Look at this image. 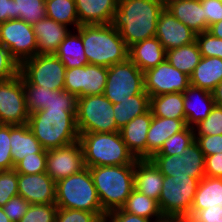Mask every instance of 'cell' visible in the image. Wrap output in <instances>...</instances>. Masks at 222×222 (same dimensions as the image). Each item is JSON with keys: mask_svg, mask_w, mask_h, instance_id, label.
Masks as SVG:
<instances>
[{"mask_svg": "<svg viewBox=\"0 0 222 222\" xmlns=\"http://www.w3.org/2000/svg\"><path fill=\"white\" fill-rule=\"evenodd\" d=\"M45 8L46 17L69 27L74 26V30L80 26L75 0H45Z\"/></svg>", "mask_w": 222, "mask_h": 222, "instance_id": "obj_35", "label": "cell"}, {"mask_svg": "<svg viewBox=\"0 0 222 222\" xmlns=\"http://www.w3.org/2000/svg\"><path fill=\"white\" fill-rule=\"evenodd\" d=\"M0 222H12L4 213L2 207H0Z\"/></svg>", "mask_w": 222, "mask_h": 222, "instance_id": "obj_58", "label": "cell"}, {"mask_svg": "<svg viewBox=\"0 0 222 222\" xmlns=\"http://www.w3.org/2000/svg\"><path fill=\"white\" fill-rule=\"evenodd\" d=\"M76 31L89 64L108 68L129 58V47L111 24L80 25Z\"/></svg>", "mask_w": 222, "mask_h": 222, "instance_id": "obj_3", "label": "cell"}, {"mask_svg": "<svg viewBox=\"0 0 222 222\" xmlns=\"http://www.w3.org/2000/svg\"><path fill=\"white\" fill-rule=\"evenodd\" d=\"M15 19L33 25L46 17L45 0H14Z\"/></svg>", "mask_w": 222, "mask_h": 222, "instance_id": "obj_36", "label": "cell"}, {"mask_svg": "<svg viewBox=\"0 0 222 222\" xmlns=\"http://www.w3.org/2000/svg\"><path fill=\"white\" fill-rule=\"evenodd\" d=\"M20 64L0 43V80H8L19 74Z\"/></svg>", "mask_w": 222, "mask_h": 222, "instance_id": "obj_47", "label": "cell"}, {"mask_svg": "<svg viewBox=\"0 0 222 222\" xmlns=\"http://www.w3.org/2000/svg\"><path fill=\"white\" fill-rule=\"evenodd\" d=\"M196 42L202 57H218L222 59V39L213 36L208 31L198 33Z\"/></svg>", "mask_w": 222, "mask_h": 222, "instance_id": "obj_43", "label": "cell"}, {"mask_svg": "<svg viewBox=\"0 0 222 222\" xmlns=\"http://www.w3.org/2000/svg\"><path fill=\"white\" fill-rule=\"evenodd\" d=\"M87 168L135 164L137 160L128 150L120 131L111 133H82L79 136Z\"/></svg>", "mask_w": 222, "mask_h": 222, "instance_id": "obj_5", "label": "cell"}, {"mask_svg": "<svg viewBox=\"0 0 222 222\" xmlns=\"http://www.w3.org/2000/svg\"><path fill=\"white\" fill-rule=\"evenodd\" d=\"M144 91V72L129 58L108 67L104 96L112 103H120L127 95Z\"/></svg>", "mask_w": 222, "mask_h": 222, "instance_id": "obj_9", "label": "cell"}, {"mask_svg": "<svg viewBox=\"0 0 222 222\" xmlns=\"http://www.w3.org/2000/svg\"><path fill=\"white\" fill-rule=\"evenodd\" d=\"M18 195V173L12 170L0 171V207Z\"/></svg>", "mask_w": 222, "mask_h": 222, "instance_id": "obj_41", "label": "cell"}, {"mask_svg": "<svg viewBox=\"0 0 222 222\" xmlns=\"http://www.w3.org/2000/svg\"><path fill=\"white\" fill-rule=\"evenodd\" d=\"M47 153H33L26 155L15 166L14 170L20 174H40L46 172Z\"/></svg>", "mask_w": 222, "mask_h": 222, "instance_id": "obj_42", "label": "cell"}, {"mask_svg": "<svg viewBox=\"0 0 222 222\" xmlns=\"http://www.w3.org/2000/svg\"><path fill=\"white\" fill-rule=\"evenodd\" d=\"M195 141V131L192 127H186L179 133L167 139L161 149L154 155H181L185 149Z\"/></svg>", "mask_w": 222, "mask_h": 222, "instance_id": "obj_37", "label": "cell"}, {"mask_svg": "<svg viewBox=\"0 0 222 222\" xmlns=\"http://www.w3.org/2000/svg\"><path fill=\"white\" fill-rule=\"evenodd\" d=\"M33 27L21 19H10L0 24V43L21 64L37 55V42Z\"/></svg>", "mask_w": 222, "mask_h": 222, "instance_id": "obj_13", "label": "cell"}, {"mask_svg": "<svg viewBox=\"0 0 222 222\" xmlns=\"http://www.w3.org/2000/svg\"><path fill=\"white\" fill-rule=\"evenodd\" d=\"M19 72L33 85L64 90L66 68L55 54L36 55L20 64Z\"/></svg>", "mask_w": 222, "mask_h": 222, "instance_id": "obj_10", "label": "cell"}, {"mask_svg": "<svg viewBox=\"0 0 222 222\" xmlns=\"http://www.w3.org/2000/svg\"><path fill=\"white\" fill-rule=\"evenodd\" d=\"M187 127L186 119H173L153 116L146 140V159H150L163 143Z\"/></svg>", "mask_w": 222, "mask_h": 222, "instance_id": "obj_22", "label": "cell"}, {"mask_svg": "<svg viewBox=\"0 0 222 222\" xmlns=\"http://www.w3.org/2000/svg\"><path fill=\"white\" fill-rule=\"evenodd\" d=\"M48 107L65 108L67 112H77V97L65 90H50Z\"/></svg>", "mask_w": 222, "mask_h": 222, "instance_id": "obj_45", "label": "cell"}, {"mask_svg": "<svg viewBox=\"0 0 222 222\" xmlns=\"http://www.w3.org/2000/svg\"><path fill=\"white\" fill-rule=\"evenodd\" d=\"M121 209L124 212L142 216L155 222H161L164 219L158 201L135 189H133Z\"/></svg>", "mask_w": 222, "mask_h": 222, "instance_id": "obj_33", "label": "cell"}, {"mask_svg": "<svg viewBox=\"0 0 222 222\" xmlns=\"http://www.w3.org/2000/svg\"><path fill=\"white\" fill-rule=\"evenodd\" d=\"M153 118L151 110L135 117L122 129L120 134L128 150L136 159H146L147 133Z\"/></svg>", "mask_w": 222, "mask_h": 222, "instance_id": "obj_21", "label": "cell"}, {"mask_svg": "<svg viewBox=\"0 0 222 222\" xmlns=\"http://www.w3.org/2000/svg\"><path fill=\"white\" fill-rule=\"evenodd\" d=\"M73 32L68 33L55 53L66 69L89 64L85 55L82 37L77 31Z\"/></svg>", "mask_w": 222, "mask_h": 222, "instance_id": "obj_30", "label": "cell"}, {"mask_svg": "<svg viewBox=\"0 0 222 222\" xmlns=\"http://www.w3.org/2000/svg\"><path fill=\"white\" fill-rule=\"evenodd\" d=\"M208 32L211 33L213 36L222 39V20L220 22L212 24L209 27Z\"/></svg>", "mask_w": 222, "mask_h": 222, "instance_id": "obj_56", "label": "cell"}, {"mask_svg": "<svg viewBox=\"0 0 222 222\" xmlns=\"http://www.w3.org/2000/svg\"><path fill=\"white\" fill-rule=\"evenodd\" d=\"M119 0H75L80 25L110 24Z\"/></svg>", "mask_w": 222, "mask_h": 222, "instance_id": "obj_24", "label": "cell"}, {"mask_svg": "<svg viewBox=\"0 0 222 222\" xmlns=\"http://www.w3.org/2000/svg\"><path fill=\"white\" fill-rule=\"evenodd\" d=\"M222 81V59L201 57L190 75V85L212 92Z\"/></svg>", "mask_w": 222, "mask_h": 222, "instance_id": "obj_28", "label": "cell"}, {"mask_svg": "<svg viewBox=\"0 0 222 222\" xmlns=\"http://www.w3.org/2000/svg\"><path fill=\"white\" fill-rule=\"evenodd\" d=\"M183 93L174 92L150 97V110L153 116L173 119H186Z\"/></svg>", "mask_w": 222, "mask_h": 222, "instance_id": "obj_32", "label": "cell"}, {"mask_svg": "<svg viewBox=\"0 0 222 222\" xmlns=\"http://www.w3.org/2000/svg\"><path fill=\"white\" fill-rule=\"evenodd\" d=\"M163 181V174L150 159H137L135 161V190L158 201L163 188Z\"/></svg>", "mask_w": 222, "mask_h": 222, "instance_id": "obj_23", "label": "cell"}, {"mask_svg": "<svg viewBox=\"0 0 222 222\" xmlns=\"http://www.w3.org/2000/svg\"><path fill=\"white\" fill-rule=\"evenodd\" d=\"M102 209H120L134 189L135 164L89 167Z\"/></svg>", "mask_w": 222, "mask_h": 222, "instance_id": "obj_4", "label": "cell"}, {"mask_svg": "<svg viewBox=\"0 0 222 222\" xmlns=\"http://www.w3.org/2000/svg\"><path fill=\"white\" fill-rule=\"evenodd\" d=\"M18 195L30 204H51L56 200V182L45 172L18 173Z\"/></svg>", "mask_w": 222, "mask_h": 222, "instance_id": "obj_17", "label": "cell"}, {"mask_svg": "<svg viewBox=\"0 0 222 222\" xmlns=\"http://www.w3.org/2000/svg\"><path fill=\"white\" fill-rule=\"evenodd\" d=\"M10 146L14 166L26 155L47 153V150L43 149L38 139L31 132L28 124L10 125Z\"/></svg>", "mask_w": 222, "mask_h": 222, "instance_id": "obj_26", "label": "cell"}, {"mask_svg": "<svg viewBox=\"0 0 222 222\" xmlns=\"http://www.w3.org/2000/svg\"><path fill=\"white\" fill-rule=\"evenodd\" d=\"M199 180L193 177L164 176L158 204L164 218H187Z\"/></svg>", "mask_w": 222, "mask_h": 222, "instance_id": "obj_8", "label": "cell"}, {"mask_svg": "<svg viewBox=\"0 0 222 222\" xmlns=\"http://www.w3.org/2000/svg\"><path fill=\"white\" fill-rule=\"evenodd\" d=\"M76 124L79 135L120 131L114 119L113 104L104 94L77 98Z\"/></svg>", "mask_w": 222, "mask_h": 222, "instance_id": "obj_7", "label": "cell"}, {"mask_svg": "<svg viewBox=\"0 0 222 222\" xmlns=\"http://www.w3.org/2000/svg\"><path fill=\"white\" fill-rule=\"evenodd\" d=\"M196 35L197 33L176 19L165 8L160 13L155 37L165 51L195 42Z\"/></svg>", "mask_w": 222, "mask_h": 222, "instance_id": "obj_18", "label": "cell"}, {"mask_svg": "<svg viewBox=\"0 0 222 222\" xmlns=\"http://www.w3.org/2000/svg\"><path fill=\"white\" fill-rule=\"evenodd\" d=\"M166 58V51L156 37L145 39L129 47V59L142 71L156 67Z\"/></svg>", "mask_w": 222, "mask_h": 222, "instance_id": "obj_25", "label": "cell"}, {"mask_svg": "<svg viewBox=\"0 0 222 222\" xmlns=\"http://www.w3.org/2000/svg\"><path fill=\"white\" fill-rule=\"evenodd\" d=\"M164 7H166L168 4L172 3V2H175V1H180V0H160Z\"/></svg>", "mask_w": 222, "mask_h": 222, "instance_id": "obj_59", "label": "cell"}, {"mask_svg": "<svg viewBox=\"0 0 222 222\" xmlns=\"http://www.w3.org/2000/svg\"><path fill=\"white\" fill-rule=\"evenodd\" d=\"M37 42V54H55L59 45L71 31L68 26L45 17L32 25Z\"/></svg>", "mask_w": 222, "mask_h": 222, "instance_id": "obj_19", "label": "cell"}, {"mask_svg": "<svg viewBox=\"0 0 222 222\" xmlns=\"http://www.w3.org/2000/svg\"><path fill=\"white\" fill-rule=\"evenodd\" d=\"M192 222H222V204L202 205L190 218Z\"/></svg>", "mask_w": 222, "mask_h": 222, "instance_id": "obj_49", "label": "cell"}, {"mask_svg": "<svg viewBox=\"0 0 222 222\" xmlns=\"http://www.w3.org/2000/svg\"><path fill=\"white\" fill-rule=\"evenodd\" d=\"M205 175L222 178V153L205 157Z\"/></svg>", "mask_w": 222, "mask_h": 222, "instance_id": "obj_53", "label": "cell"}, {"mask_svg": "<svg viewBox=\"0 0 222 222\" xmlns=\"http://www.w3.org/2000/svg\"><path fill=\"white\" fill-rule=\"evenodd\" d=\"M55 204L58 208L94 212L102 221L106 215L87 167L56 182Z\"/></svg>", "mask_w": 222, "mask_h": 222, "instance_id": "obj_6", "label": "cell"}, {"mask_svg": "<svg viewBox=\"0 0 222 222\" xmlns=\"http://www.w3.org/2000/svg\"><path fill=\"white\" fill-rule=\"evenodd\" d=\"M55 222H103L94 212L58 208Z\"/></svg>", "mask_w": 222, "mask_h": 222, "instance_id": "obj_44", "label": "cell"}, {"mask_svg": "<svg viewBox=\"0 0 222 222\" xmlns=\"http://www.w3.org/2000/svg\"><path fill=\"white\" fill-rule=\"evenodd\" d=\"M108 68L95 64L66 69L64 90L77 98L104 94Z\"/></svg>", "mask_w": 222, "mask_h": 222, "instance_id": "obj_14", "label": "cell"}, {"mask_svg": "<svg viewBox=\"0 0 222 222\" xmlns=\"http://www.w3.org/2000/svg\"><path fill=\"white\" fill-rule=\"evenodd\" d=\"M26 94V103L29 113H34L47 108L50 100V89L31 84L22 74Z\"/></svg>", "mask_w": 222, "mask_h": 222, "instance_id": "obj_38", "label": "cell"}, {"mask_svg": "<svg viewBox=\"0 0 222 222\" xmlns=\"http://www.w3.org/2000/svg\"><path fill=\"white\" fill-rule=\"evenodd\" d=\"M103 222H155L154 220L124 212L121 208L106 213Z\"/></svg>", "mask_w": 222, "mask_h": 222, "instance_id": "obj_52", "label": "cell"}, {"mask_svg": "<svg viewBox=\"0 0 222 222\" xmlns=\"http://www.w3.org/2000/svg\"><path fill=\"white\" fill-rule=\"evenodd\" d=\"M215 105L222 107V81L212 91Z\"/></svg>", "mask_w": 222, "mask_h": 222, "instance_id": "obj_55", "label": "cell"}, {"mask_svg": "<svg viewBox=\"0 0 222 222\" xmlns=\"http://www.w3.org/2000/svg\"><path fill=\"white\" fill-rule=\"evenodd\" d=\"M195 136L222 134V107L215 105L210 114L194 127Z\"/></svg>", "mask_w": 222, "mask_h": 222, "instance_id": "obj_39", "label": "cell"}, {"mask_svg": "<svg viewBox=\"0 0 222 222\" xmlns=\"http://www.w3.org/2000/svg\"><path fill=\"white\" fill-rule=\"evenodd\" d=\"M15 19L14 0H0V24Z\"/></svg>", "mask_w": 222, "mask_h": 222, "instance_id": "obj_54", "label": "cell"}, {"mask_svg": "<svg viewBox=\"0 0 222 222\" xmlns=\"http://www.w3.org/2000/svg\"><path fill=\"white\" fill-rule=\"evenodd\" d=\"M201 53L197 42L166 51V60L184 74L190 75L199 64Z\"/></svg>", "mask_w": 222, "mask_h": 222, "instance_id": "obj_34", "label": "cell"}, {"mask_svg": "<svg viewBox=\"0 0 222 222\" xmlns=\"http://www.w3.org/2000/svg\"><path fill=\"white\" fill-rule=\"evenodd\" d=\"M205 15V21L210 27L222 20V2L219 0H200Z\"/></svg>", "mask_w": 222, "mask_h": 222, "instance_id": "obj_51", "label": "cell"}, {"mask_svg": "<svg viewBox=\"0 0 222 222\" xmlns=\"http://www.w3.org/2000/svg\"><path fill=\"white\" fill-rule=\"evenodd\" d=\"M10 151V125L3 124L0 127V171L14 169Z\"/></svg>", "mask_w": 222, "mask_h": 222, "instance_id": "obj_46", "label": "cell"}, {"mask_svg": "<svg viewBox=\"0 0 222 222\" xmlns=\"http://www.w3.org/2000/svg\"><path fill=\"white\" fill-rule=\"evenodd\" d=\"M31 204L28 203L23 197L20 195H16L12 197L3 207V211L6 216L12 222H19L20 219L25 215L28 211V208Z\"/></svg>", "mask_w": 222, "mask_h": 222, "instance_id": "obj_48", "label": "cell"}, {"mask_svg": "<svg viewBox=\"0 0 222 222\" xmlns=\"http://www.w3.org/2000/svg\"><path fill=\"white\" fill-rule=\"evenodd\" d=\"M195 141L203 152L204 156L222 153V134L221 135H208V136H195Z\"/></svg>", "mask_w": 222, "mask_h": 222, "instance_id": "obj_50", "label": "cell"}, {"mask_svg": "<svg viewBox=\"0 0 222 222\" xmlns=\"http://www.w3.org/2000/svg\"><path fill=\"white\" fill-rule=\"evenodd\" d=\"M164 8L160 0H119L110 24L130 47L155 37L158 18Z\"/></svg>", "mask_w": 222, "mask_h": 222, "instance_id": "obj_1", "label": "cell"}, {"mask_svg": "<svg viewBox=\"0 0 222 222\" xmlns=\"http://www.w3.org/2000/svg\"><path fill=\"white\" fill-rule=\"evenodd\" d=\"M114 119L119 129H122L135 117L150 110V96L144 90L141 94L127 95L120 103L113 104Z\"/></svg>", "mask_w": 222, "mask_h": 222, "instance_id": "obj_29", "label": "cell"}, {"mask_svg": "<svg viewBox=\"0 0 222 222\" xmlns=\"http://www.w3.org/2000/svg\"><path fill=\"white\" fill-rule=\"evenodd\" d=\"M161 222H192L188 218H164Z\"/></svg>", "mask_w": 222, "mask_h": 222, "instance_id": "obj_57", "label": "cell"}, {"mask_svg": "<svg viewBox=\"0 0 222 222\" xmlns=\"http://www.w3.org/2000/svg\"><path fill=\"white\" fill-rule=\"evenodd\" d=\"M58 207L51 204H31L19 222H55Z\"/></svg>", "mask_w": 222, "mask_h": 222, "instance_id": "obj_40", "label": "cell"}, {"mask_svg": "<svg viewBox=\"0 0 222 222\" xmlns=\"http://www.w3.org/2000/svg\"><path fill=\"white\" fill-rule=\"evenodd\" d=\"M165 9L197 34L209 29L200 0L175 1Z\"/></svg>", "mask_w": 222, "mask_h": 222, "instance_id": "obj_27", "label": "cell"}, {"mask_svg": "<svg viewBox=\"0 0 222 222\" xmlns=\"http://www.w3.org/2000/svg\"><path fill=\"white\" fill-rule=\"evenodd\" d=\"M76 114L65 108L48 107L31 113L27 124L43 149L48 151L79 140Z\"/></svg>", "mask_w": 222, "mask_h": 222, "instance_id": "obj_2", "label": "cell"}, {"mask_svg": "<svg viewBox=\"0 0 222 222\" xmlns=\"http://www.w3.org/2000/svg\"><path fill=\"white\" fill-rule=\"evenodd\" d=\"M190 86V77L173 67L166 59L144 72V90L150 97L183 93Z\"/></svg>", "mask_w": 222, "mask_h": 222, "instance_id": "obj_15", "label": "cell"}, {"mask_svg": "<svg viewBox=\"0 0 222 222\" xmlns=\"http://www.w3.org/2000/svg\"><path fill=\"white\" fill-rule=\"evenodd\" d=\"M186 125L194 128L203 121L215 106L212 92L190 85L184 92Z\"/></svg>", "mask_w": 222, "mask_h": 222, "instance_id": "obj_20", "label": "cell"}, {"mask_svg": "<svg viewBox=\"0 0 222 222\" xmlns=\"http://www.w3.org/2000/svg\"><path fill=\"white\" fill-rule=\"evenodd\" d=\"M150 160L163 176L193 177L199 181L206 176L205 156L196 141L179 156L153 155Z\"/></svg>", "mask_w": 222, "mask_h": 222, "instance_id": "obj_11", "label": "cell"}, {"mask_svg": "<svg viewBox=\"0 0 222 222\" xmlns=\"http://www.w3.org/2000/svg\"><path fill=\"white\" fill-rule=\"evenodd\" d=\"M29 116L21 73L8 80H0V122L23 125L28 123Z\"/></svg>", "mask_w": 222, "mask_h": 222, "instance_id": "obj_12", "label": "cell"}, {"mask_svg": "<svg viewBox=\"0 0 222 222\" xmlns=\"http://www.w3.org/2000/svg\"><path fill=\"white\" fill-rule=\"evenodd\" d=\"M80 141L47 151L46 173L57 182L85 169Z\"/></svg>", "mask_w": 222, "mask_h": 222, "instance_id": "obj_16", "label": "cell"}, {"mask_svg": "<svg viewBox=\"0 0 222 222\" xmlns=\"http://www.w3.org/2000/svg\"><path fill=\"white\" fill-rule=\"evenodd\" d=\"M222 204V178L204 176L198 183L188 219L202 210V205Z\"/></svg>", "mask_w": 222, "mask_h": 222, "instance_id": "obj_31", "label": "cell"}]
</instances>
